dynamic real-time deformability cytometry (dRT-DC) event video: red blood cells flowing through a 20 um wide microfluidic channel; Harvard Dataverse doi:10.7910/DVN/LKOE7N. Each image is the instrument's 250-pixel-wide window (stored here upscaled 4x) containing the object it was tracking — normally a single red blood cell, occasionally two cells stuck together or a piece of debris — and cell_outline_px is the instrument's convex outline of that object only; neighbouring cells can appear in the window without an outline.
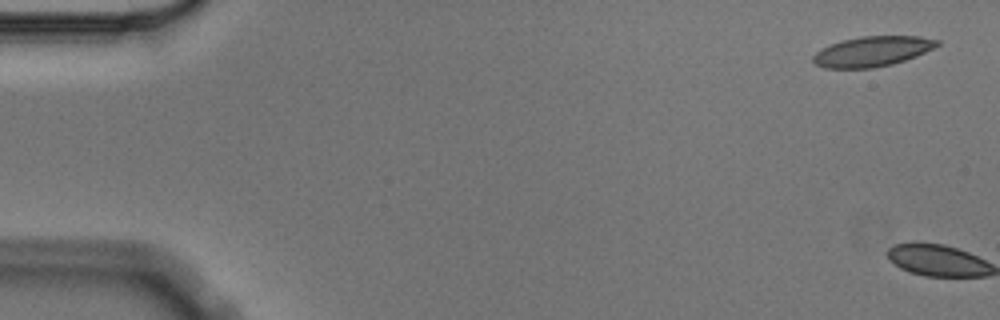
{"species": "Egyptian fruit bat (a non-hibernating species)", "species_latin": "Rousettus aegyptiacus", "temperature_condition": "cold", "stored_images_in_passage": 6, "segment_of_instrument_passage": [2, 2], "camera_frame_rate_fps": 3000, "um_per_image_px": 0.085, "animal": {"sex": "male"}, "frame": {"image": 1, "passage_image": 6, "time_ms": 1.667, "image_size_px": [1000, 320], "cell_outline_px": [[940, 44], [916, 56], [892, 64], [872, 68], [824, 68], [816, 64], [812, 60], [812, 56], [816, 52], [840, 40], [860, 36], [920, 36], [940, 40]], "centroid_in_image_um": [74.14, 4.36], "position_along_channel_um": 10.9, "area_um2": 21.68}}